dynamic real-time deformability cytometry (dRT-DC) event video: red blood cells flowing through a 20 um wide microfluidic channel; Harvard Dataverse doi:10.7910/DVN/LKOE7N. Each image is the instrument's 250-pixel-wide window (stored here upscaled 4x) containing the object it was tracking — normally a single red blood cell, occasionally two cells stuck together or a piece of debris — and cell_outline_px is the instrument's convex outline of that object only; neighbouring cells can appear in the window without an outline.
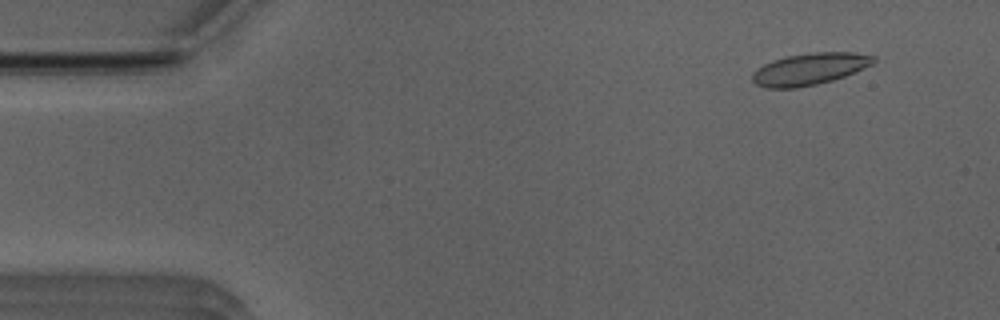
{"species": "Egyptian fruit bat (a non-hibernating species)", "species_latin": "Rousettus aegyptiacus", "temperature_condition": "room temperature", "stored_images_in_passage": 51, "camera_frame_rate_fps": 3000, "um_per_image_px": 0.085, "animal": {"sex": "male"}, "frame": {"image": 1, "passage_image": 4, "time_ms": 1.0, "image_size_px": [1000, 320], "cell_outline_px": [[876, 60], [872, 64], [844, 76], [832, 80], [816, 84], [796, 88], [764, 88], [756, 84], [752, 80], [752, 72], [764, 64], [772, 60], [788, 56], [816, 52], [852, 52], [876, 56]], "centroid_in_image_um": [68.79, 5.87], "position_along_channel_um": 16.2, "area_um2": 22.31}}
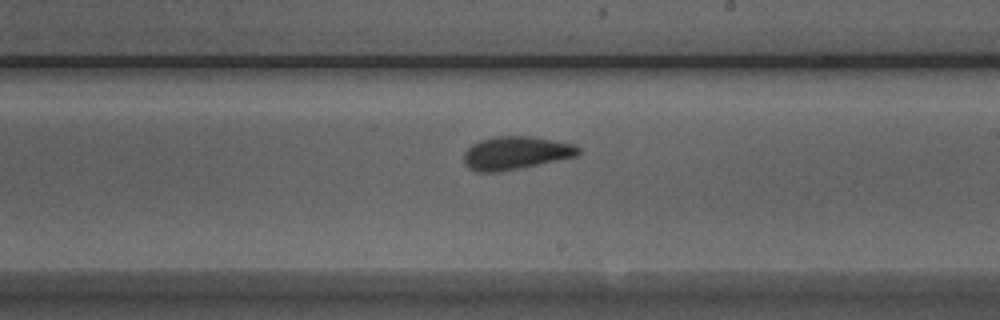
{"frame": {"image": 2, "passage_image": 29, "time_ms": 9.333, "image_size_px": [1000, 320], "cell_outline_px": [[580, 152], [576, 156], [500, 172], [476, 172], [468, 168], [464, 164], [464, 152], [472, 144], [480, 140], [496, 136], [532, 136], [576, 144], [580, 148]], "centroid_in_image_um": [43.82, 13.0], "position_along_channel_um": 245.2, "area_um2": 22.14}}
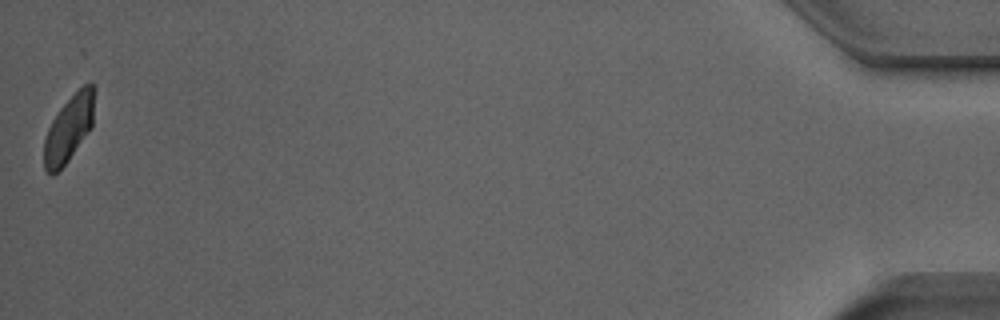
{"frame": {"image": 3, "passage_image": 51, "time_ms": 16.667, "image_size_px": [1000, 320], "cell_outline_px": [[96, 88], [92, 128], [68, 160], [52, 176], [44, 168], [44, 140], [48, 128], [52, 120], [60, 108], [84, 84], [92, 84]], "centroid_in_image_um": [5.88, 10.9], "position_along_channel_um": 429.3, "area_um2": 19.42}, "authors_computed_cell_mechanics": {"area_um2": 21.6172, "velocity_mm_per_s": 3.9205, "shape_relaxation_time_tau1_ms": 6.1806, "shape_relaxation_time_tau2_ms": 1.5974, "deformation_change_tau1": 0.1392, "deformation_change_tau2": 0.0726}}